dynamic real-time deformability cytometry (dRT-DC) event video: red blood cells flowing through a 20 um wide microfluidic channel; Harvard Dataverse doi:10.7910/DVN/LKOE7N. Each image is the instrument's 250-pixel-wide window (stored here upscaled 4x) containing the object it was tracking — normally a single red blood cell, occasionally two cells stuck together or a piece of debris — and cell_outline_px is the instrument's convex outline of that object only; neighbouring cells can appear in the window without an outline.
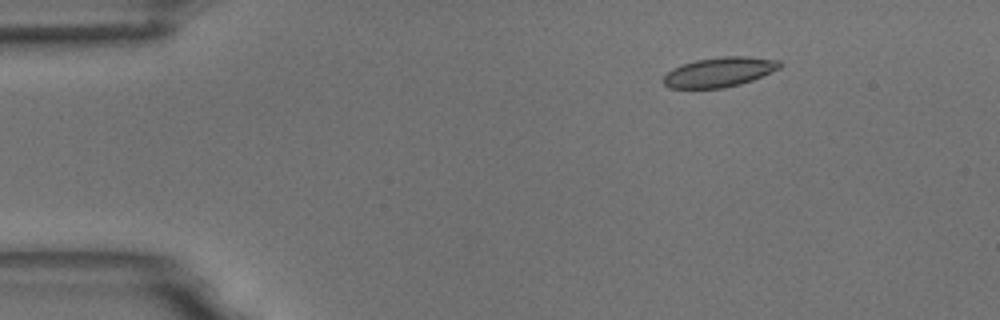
{"species": "common noctule bat (a hibernating species)", "species_latin": "Nyctalus noctula", "temperature_condition": "room temperature", "stored_images_in_passage": 47, "camera_frame_rate_fps": 3000, "um_per_image_px": 0.085, "animal": {"sex": "male", "body_mass_g": 18.8}, "frame": {"image": 1, "passage_image": 1, "time_ms": 0.0, "image_size_px": [1000, 320], "cell_outline_px": [[784, 64], [780, 68], [752, 80], [740, 84], [724, 88], [668, 88], [664, 84], [664, 76], [672, 68], [696, 60], [724, 56], [744, 56], [780, 60]], "centroid_in_image_um": [61.17, 6.12], "position_along_channel_um": 23.8, "area_um2": 20.06}}
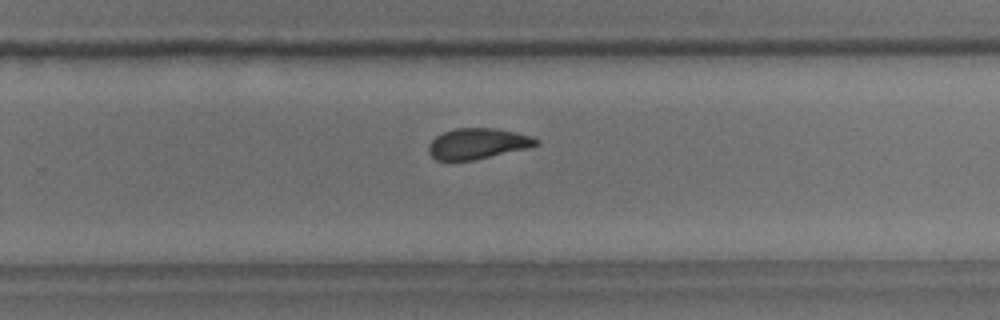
{"frame": {"image": 2, "passage_image": 28, "time_ms": 9.0, "image_size_px": [1000, 320], "cell_outline_px": [[540, 144], [528, 148], [476, 160], [436, 160], [428, 152], [428, 144], [436, 136], [444, 132], [456, 128], [492, 128], [532, 136], [540, 140]], "centroid_in_image_um": [40.61, 12.22], "position_along_channel_um": 289.2, "area_um2": 19.25}}
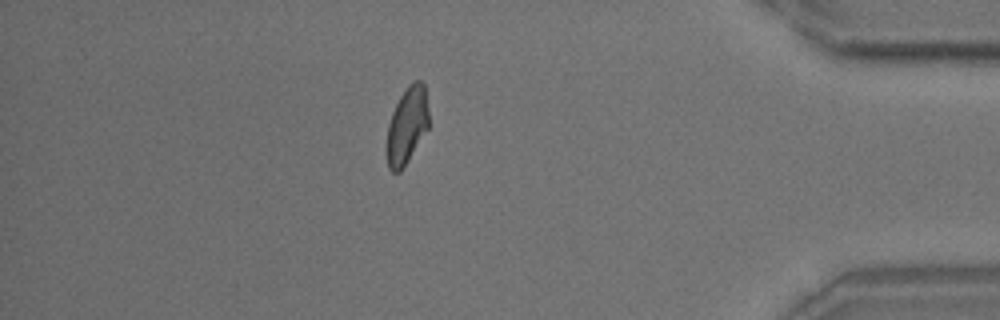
{"frame": {"image": 3, "passage_image": 40, "time_ms": 13.0, "image_size_px": [1000, 320], "cell_outline_px": [[428, 128], [408, 160], [400, 172], [392, 172], [388, 168], [384, 152], [384, 148], [388, 124], [392, 112], [400, 96], [408, 84], [412, 80], [420, 80], [424, 84], [428, 108]], "centroid_in_image_um": [34.54, 10.69], "position_along_channel_um": 400.7, "area_um2": 19.19}, "authors_computed_cell_mechanics": {"area_um2": 19.941, "velocity_mm_per_s": 3.737, "shape_relaxation_time_tau1_ms": 6.6816, "shape_relaxation_time_tau2_ms": 1.8136, "deformation_change_tau1": 0.1478, "deformation_change_tau2": 0.0772}}